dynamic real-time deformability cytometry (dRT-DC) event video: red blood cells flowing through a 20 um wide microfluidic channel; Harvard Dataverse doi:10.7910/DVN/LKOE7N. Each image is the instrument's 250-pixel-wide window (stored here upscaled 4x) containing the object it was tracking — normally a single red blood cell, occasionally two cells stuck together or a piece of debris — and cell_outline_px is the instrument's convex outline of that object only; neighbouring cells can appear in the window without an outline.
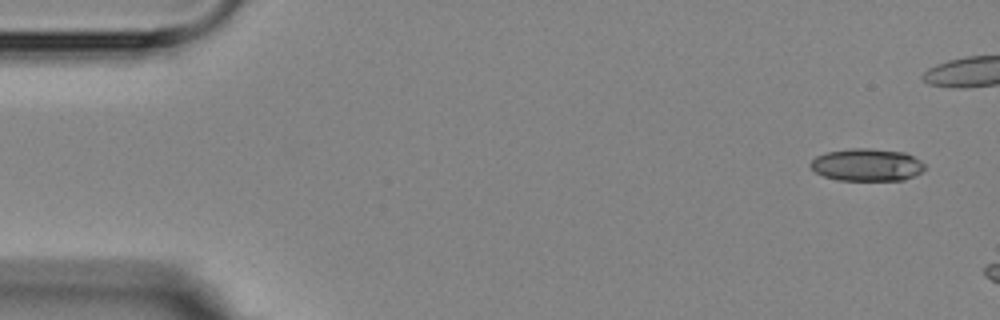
{"species": "Egyptian fruit bat (a non-hibernating species)", "species_latin": "Rousettus aegyptiacus", "temperature_condition": "room temperature", "stored_images_in_passage": 2, "camera_frame_rate_fps": 3000, "um_per_image_px": 0.085, "animal": {"sex": "female"}, "frame": {"image": 1, "passage_image": 1, "time_ms": 0.0, "image_size_px": [1000, 320], "cell_outline_px": [[924, 168], [920, 172], [904, 180], [836, 180], [824, 176], [816, 172], [808, 164], [816, 156], [828, 152], [852, 148], [872, 148], [904, 152], [920, 160], [924, 164]], "centroid_in_image_um": [73.67, 14.01], "position_along_channel_um": 11.3, "area_um2": 21.5}}